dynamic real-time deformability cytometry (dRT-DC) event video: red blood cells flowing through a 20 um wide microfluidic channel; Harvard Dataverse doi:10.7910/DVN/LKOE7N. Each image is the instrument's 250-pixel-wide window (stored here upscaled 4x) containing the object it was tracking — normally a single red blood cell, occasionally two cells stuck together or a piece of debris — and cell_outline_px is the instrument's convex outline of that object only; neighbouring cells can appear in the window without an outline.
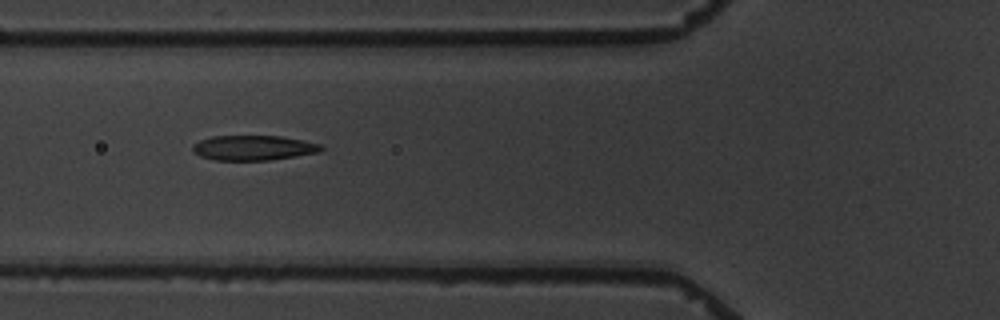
{"species": "common noctule bat (a hibernating species)", "species_latin": "Nyctalus noctula", "temperature_condition": "warm", "stored_images_in_passage": 5, "camera_frame_rate_fps": 3000, "um_per_image_px": 0.085, "animal": {"sex": "male", "body_mass_g": 19.5, "forearm_length_mm": 54.6}, "frame": {"image": 1, "passage_image": 4, "time_ms": 3.667, "image_size_px": [1000, 320], "cell_outline_px": [[324, 148], [320, 152], [296, 156], [268, 160], [216, 160], [200, 156], [192, 152], [192, 144], [200, 140], [212, 136], [280, 136], [304, 140], [320, 144]], "centroid_in_image_um": [21.53, 12.56], "position_along_channel_um": 104.3, "area_um2": 18.73}}
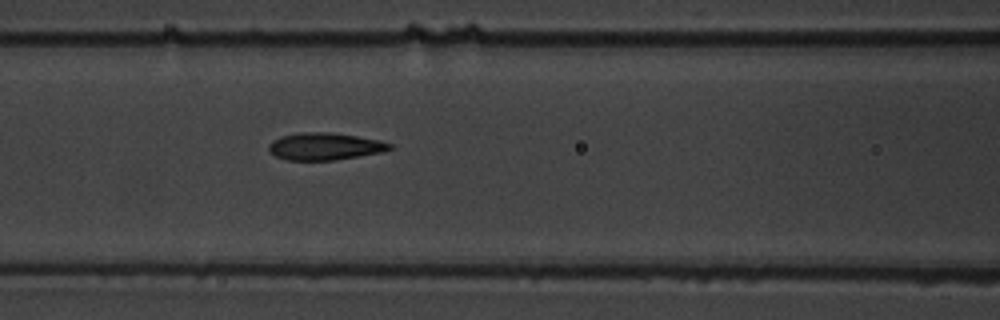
{"frame": {"image": 2, "passage_image": 5, "time_ms": 4.667, "image_size_px": [1000, 320], "cell_outline_px": [[392, 148], [384, 152], [336, 160], [288, 160], [276, 156], [268, 148], [268, 144], [272, 140], [280, 136], [300, 132], [328, 132], [356, 136], [380, 140], [392, 144]], "centroid_in_image_um": [27.62, 12.44], "position_along_channel_um": 139.0, "area_um2": 19.25}}